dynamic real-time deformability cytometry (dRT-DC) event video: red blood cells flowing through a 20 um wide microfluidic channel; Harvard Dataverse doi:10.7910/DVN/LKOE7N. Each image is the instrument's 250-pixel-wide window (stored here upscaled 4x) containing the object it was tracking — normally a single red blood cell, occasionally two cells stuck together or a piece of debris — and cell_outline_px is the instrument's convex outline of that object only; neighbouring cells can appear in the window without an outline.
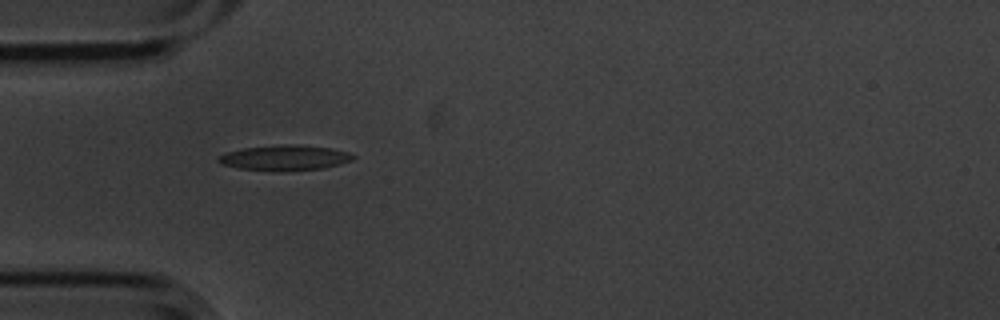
{"species": "common noctule bat (a hibernating species)", "species_latin": "Nyctalus noctula", "temperature_condition": "cold", "stored_images_in_passage": 2, "camera_frame_rate_fps": 3000, "um_per_image_px": 0.085, "animal": {"sex": "male", "body_mass_g": 20.1, "forearm_length_mm": 53.5}, "frame": {"image": 1, "passage_image": 1, "time_ms": 0.0, "image_size_px": [1000, 320], "cell_outline_px": [[356, 156], [352, 160], [324, 168], [240, 168], [220, 164], [216, 160], [220, 156], [228, 152], [244, 148], [284, 144], [296, 144], [332, 148], [348, 152]], "centroid_in_image_um": [24.24, 13.35], "position_along_channel_um": 60.8, "area_um2": 18.67}}
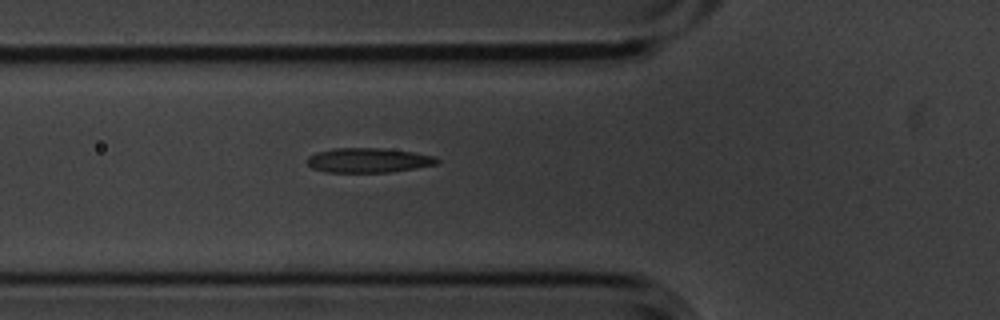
{"frame": {"image": 2, "passage_image": 2, "time_ms": 0.333, "image_size_px": [1000, 320], "cell_outline_px": [[440, 160], [436, 164], [416, 168], [388, 172], [324, 172], [312, 168], [308, 164], [308, 156], [316, 152], [332, 148], [380, 148], [412, 152], [436, 156]], "centroid_in_image_um": [31.3, 13.62], "position_along_channel_um": 94.5, "area_um2": 18.61}}